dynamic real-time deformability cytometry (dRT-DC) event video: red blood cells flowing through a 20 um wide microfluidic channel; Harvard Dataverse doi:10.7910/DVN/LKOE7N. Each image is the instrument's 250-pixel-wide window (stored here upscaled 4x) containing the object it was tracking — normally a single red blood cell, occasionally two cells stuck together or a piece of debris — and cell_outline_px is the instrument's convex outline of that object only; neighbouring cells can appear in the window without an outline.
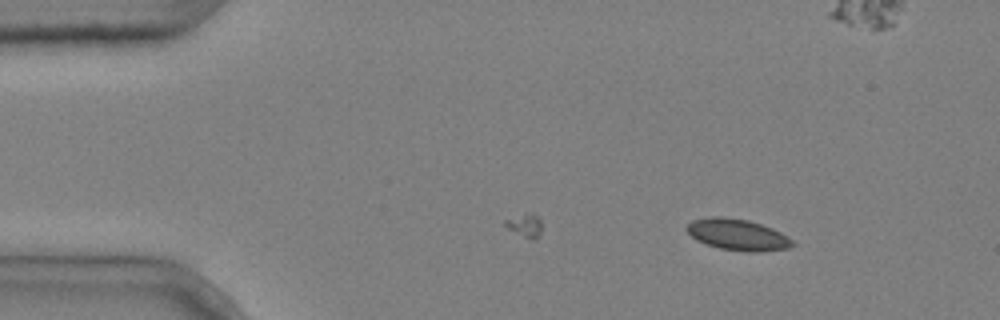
{"species": "common noctule bat (a hibernating species)", "species_latin": "Nyctalus noctula", "temperature_condition": "cold", "stored_images_in_passage": 2, "camera_frame_rate_fps": 3000, "um_per_image_px": 0.085, "animal": {"sex": "male", "body_mass_g": 20.4}, "frame": {"image": 1, "passage_image": 2, "time_ms": 0.333, "image_size_px": [1000, 320], "cell_outline_px": [[796, 244], [788, 248], [760, 252], [748, 252], [720, 248], [696, 240], [684, 228], [692, 220], [712, 216], [720, 216], [748, 220], [772, 228], [788, 236]], "centroid_in_image_um": [62.7, 19.94], "position_along_channel_um": 22.3, "area_um2": 19.25}}